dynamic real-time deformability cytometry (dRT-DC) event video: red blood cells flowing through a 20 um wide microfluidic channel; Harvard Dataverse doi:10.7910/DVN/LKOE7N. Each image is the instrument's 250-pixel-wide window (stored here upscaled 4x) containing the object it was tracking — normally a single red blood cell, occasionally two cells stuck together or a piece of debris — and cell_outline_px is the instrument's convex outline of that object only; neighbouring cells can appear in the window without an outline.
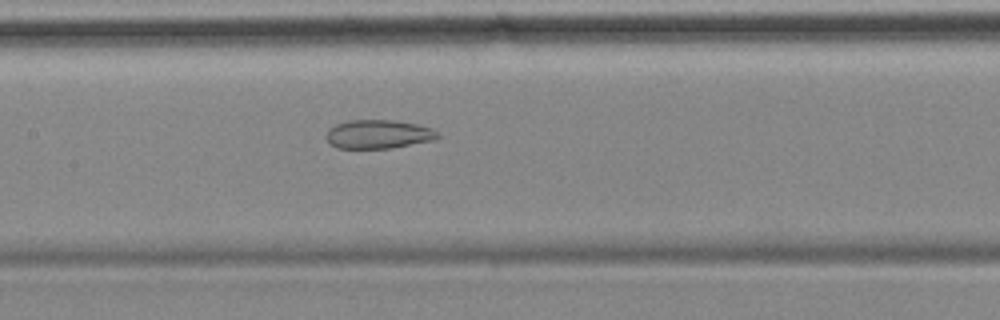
{"species": "common noctule bat (a hibernating species)", "species_latin": "Nyctalus noctula", "temperature_condition": "cold", "stored_images_in_passage": 56, "camera_frame_rate_fps": 3000, "um_per_image_px": 0.085, "animal": {"sex": "female", "body_mass_g": 18.4}, "frame": {"image": 1, "passage_image": 26, "time_ms": 8.333, "image_size_px": [1000, 320], "cell_outline_px": [[440, 136], [436, 140], [392, 148], [336, 148], [328, 140], [328, 128], [336, 124], [348, 120], [392, 120], [416, 124], [432, 128], [440, 132]], "centroid_in_image_um": [32.22, 11.41], "position_along_channel_um": 175.2, "area_um2": 18.73}}
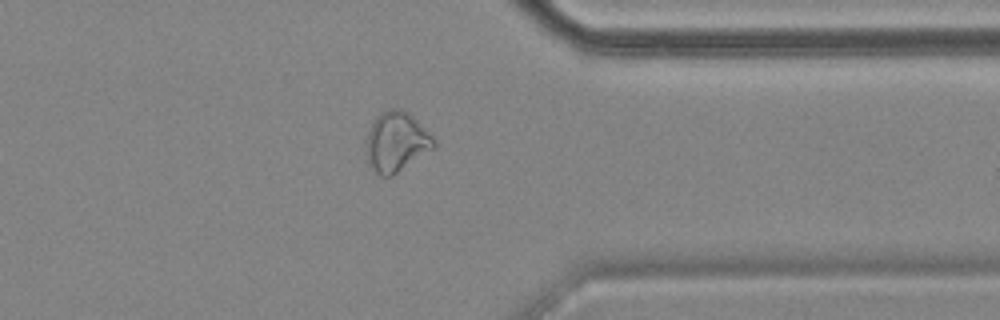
{"frame": {"image": 2, "passage_image": 44, "time_ms": 14.333, "image_size_px": [1000, 320], "cell_outline_px": [[436, 148], [392, 176], [380, 176], [368, 164], [364, 152], [364, 140], [372, 120], [380, 112], [392, 108], [400, 108], [408, 112], [436, 140]], "centroid_in_image_um": [33.65, 12.06], "position_along_channel_um": 377.8, "area_um2": 24.22}}
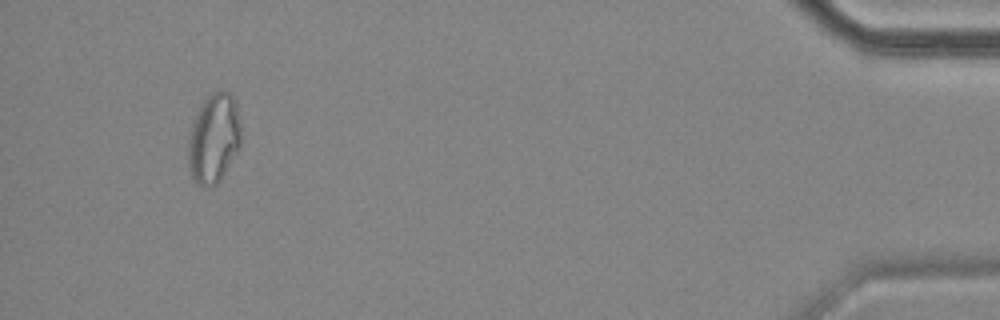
{"frame": {"image": 3, "passage_image": 53, "time_ms": 17.333, "image_size_px": [1000, 320], "cell_outline_px": [[240, 148], [220, 180], [216, 184], [204, 188], [196, 184], [192, 176], [188, 164], [188, 144], [192, 124], [204, 100], [216, 88], [232, 92], [236, 100], [240, 124]], "centroid_in_image_um": [18.19, 11.74], "position_along_channel_um": 417.0, "area_um2": 27.8}, "authors_computed_cell_mechanics": {"area_um2": 24.6517, "velocity_mm_per_s": 3.4927, "shape_relaxation_time_tau1_ms": null, "shape_relaxation_time_tau2_ms": 3.8096, "deformation_change_tau1": null, "deformation_change_tau2": 0.1129}}